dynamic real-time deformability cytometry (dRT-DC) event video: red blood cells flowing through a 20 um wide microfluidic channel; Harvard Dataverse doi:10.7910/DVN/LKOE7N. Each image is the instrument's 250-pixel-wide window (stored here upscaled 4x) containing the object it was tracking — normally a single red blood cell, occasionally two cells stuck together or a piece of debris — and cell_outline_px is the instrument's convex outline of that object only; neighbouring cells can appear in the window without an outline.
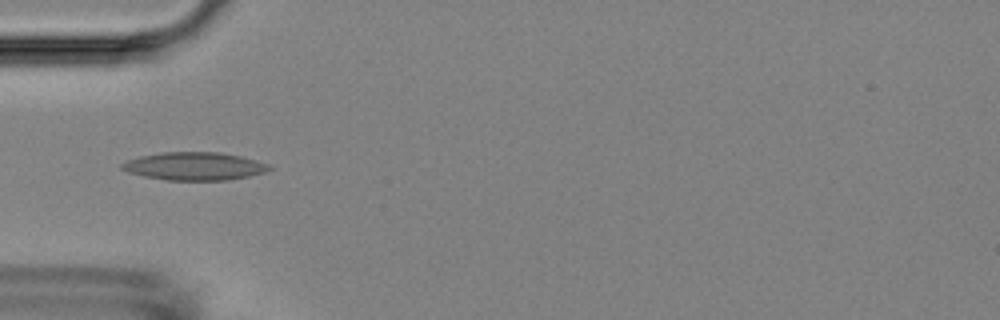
{"species": "Egyptian fruit bat (a non-hibernating species)", "species_latin": "Rousettus aegyptiacus", "temperature_condition": "room temperature", "stored_images_in_passage": 31, "camera_frame_rate_fps": 3000, "um_per_image_px": 0.085, "animal": {"sex": "female"}, "frame": {"image": 1, "passage_image": 1, "time_ms": 0.0, "image_size_px": [1000, 320], "cell_outline_px": [[272, 168], [264, 172], [248, 176], [228, 180], [168, 180], [144, 176], [128, 172], [120, 168], [120, 164], [128, 160], [140, 156], [164, 152], [220, 152], [240, 156], [256, 160], [268, 164]], "centroid_in_image_um": [16.51, 14.12], "position_along_channel_um": 68.5, "area_um2": 23.87}}
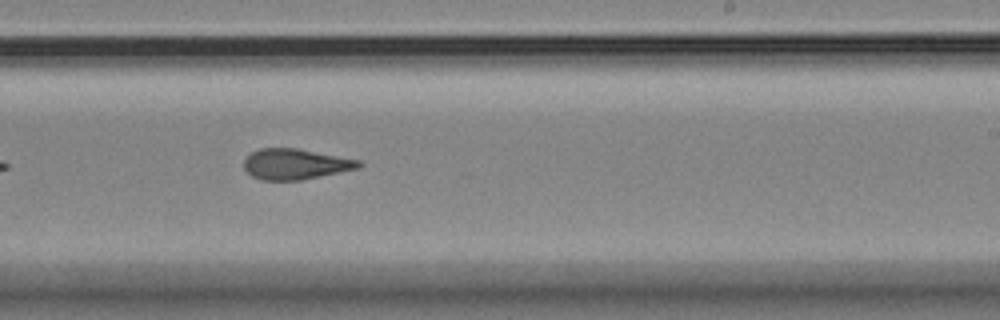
{"frame": {"image": 2, "passage_image": 17, "time_ms": 5.333, "image_size_px": [1000, 320], "cell_outline_px": [[364, 164], [360, 168], [300, 180], [260, 180], [252, 176], [244, 168], [244, 160], [252, 152], [260, 148], [296, 148], [360, 160]], "centroid_in_image_um": [25.12, 13.95], "position_along_channel_um": 263.9, "area_um2": 20.4}}
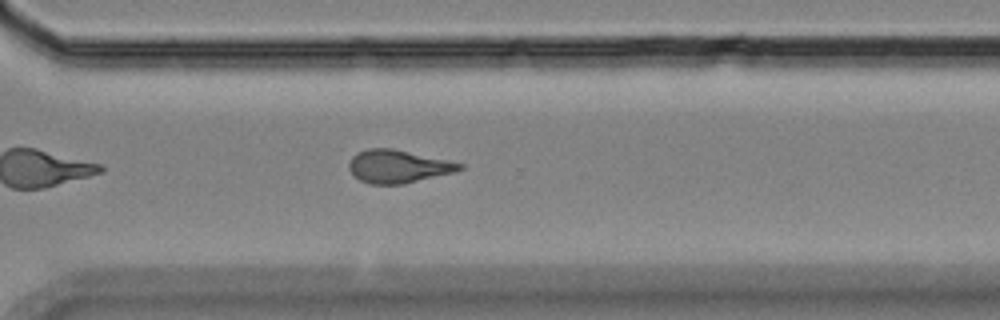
{"frame": {"image": 3, "passage_image": 23, "time_ms": 7.333, "image_size_px": [1000, 320], "cell_outline_px": [[464, 168], [456, 172], [404, 184], [368, 184], [360, 180], [348, 168], [348, 164], [352, 156], [368, 148], [392, 148], [464, 164]], "centroid_in_image_um": [33.84, 14.15], "position_along_channel_um": 336.8, "area_um2": 21.15}, "authors_computed_cell_mechanics": {"area_um2": 21.1548, "velocity_mm_per_s": 3.6446, "shape_relaxation_time_tau1_ms": null, "shape_relaxation_time_tau2_ms": 2.8433, "deformation_change_tau1": null, "deformation_change_tau2": 0.1091}}